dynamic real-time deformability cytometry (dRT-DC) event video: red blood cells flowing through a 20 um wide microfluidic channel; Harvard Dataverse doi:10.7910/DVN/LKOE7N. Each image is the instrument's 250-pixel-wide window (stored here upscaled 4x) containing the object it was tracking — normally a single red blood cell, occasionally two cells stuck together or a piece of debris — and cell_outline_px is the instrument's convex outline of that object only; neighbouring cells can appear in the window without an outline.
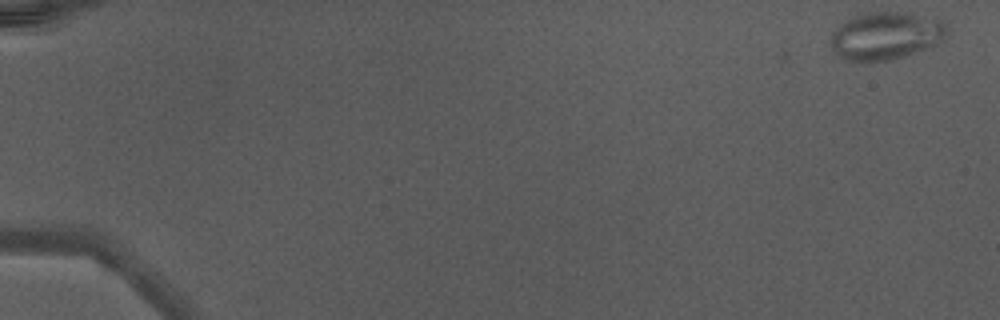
{"species": "Egyptian fruit bat (a non-hibernating species)", "species_latin": "Rousettus aegyptiacus", "temperature_condition": "warm", "stored_images_in_passage": 48, "camera_frame_rate_fps": 3000, "um_per_image_px": 0.085, "animal": {"sex": "male"}, "frame": {"image": 1, "passage_image": 1, "time_ms": 0.0, "image_size_px": [1000, 320], "cell_outline_px": [[948, 32], [936, 44], [928, 48], [892, 60], [868, 64], [864, 64], [844, 60], [832, 48], [828, 40], [832, 32], [844, 20], [852, 16], [864, 12], [904, 12], [936, 16], [944, 20], [948, 28]], "centroid_in_image_um": [75.28, 3.05], "position_along_channel_um": 9.7, "area_um2": 33.52}}
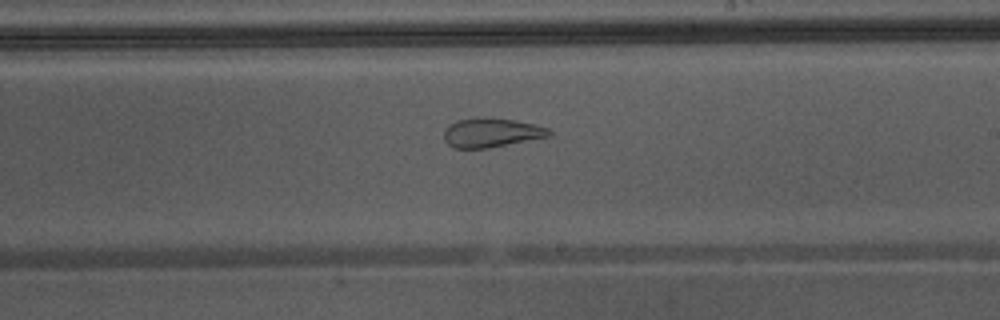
{"frame": {"image": 2, "passage_image": 30, "time_ms": 9.667, "image_size_px": [1000, 320], "cell_outline_px": [[552, 136], [488, 148], [452, 148], [444, 140], [444, 128], [448, 124], [456, 120], [472, 116], [484, 116], [516, 120], [536, 124], [548, 128], [552, 132]], "centroid_in_image_um": [41.74, 11.25], "position_along_channel_um": 247.3, "area_um2": 18.5}}
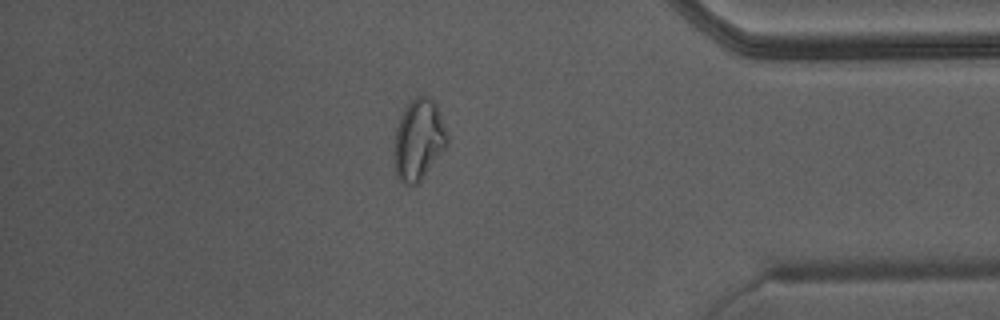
{"frame": {"image": 3, "passage_image": 42, "time_ms": 13.667, "image_size_px": [1000, 320], "cell_outline_px": [[448, 144], [424, 176], [416, 184], [404, 184], [396, 176], [396, 128], [400, 116], [404, 108], [416, 96], [428, 96], [436, 104], [440, 112], [448, 136]], "centroid_in_image_um": [35.61, 11.85], "position_along_channel_um": 399.6, "area_um2": 24.51}, "authors_computed_cell_mechanics": {"area_um2": 26.0389, "velocity_mm_per_s": 4.4158, "shape_relaxation_time_tau1_ms": null, "shape_relaxation_time_tau2_ms": 0.6802, "deformation_change_tau1": null, "deformation_change_tau2": 0.0794}}